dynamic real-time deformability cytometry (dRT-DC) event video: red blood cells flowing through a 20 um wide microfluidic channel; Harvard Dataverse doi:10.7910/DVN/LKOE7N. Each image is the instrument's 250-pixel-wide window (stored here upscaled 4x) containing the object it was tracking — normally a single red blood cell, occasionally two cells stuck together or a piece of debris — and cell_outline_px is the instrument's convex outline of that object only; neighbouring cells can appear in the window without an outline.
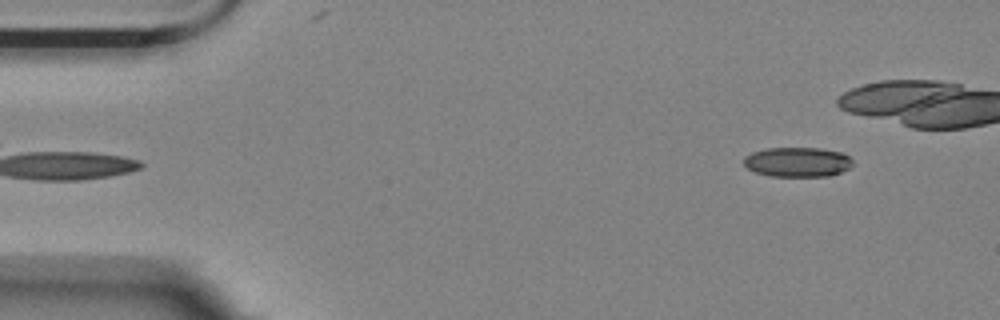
{"species": "Egyptian fruit bat (a non-hibernating species)", "species_latin": "Rousettus aegyptiacus", "temperature_condition": "room temperature", "stored_images_in_passage": 44, "camera_frame_rate_fps": 3000, "um_per_image_px": 0.085, "animal": {"sex": "female"}, "frame": {"image": 1, "passage_image": 5, "time_ms": 1.333, "image_size_px": [1000, 320], "cell_outline_px": [[852, 164], [848, 168], [840, 172], [828, 176], [768, 176], [756, 172], [748, 168], [744, 164], [744, 156], [752, 152], [768, 148], [820, 148], [840, 152], [848, 156], [852, 160]], "centroid_in_image_um": [67.76, 13.77], "position_along_channel_um": 17.2, "area_um2": 18.73}}
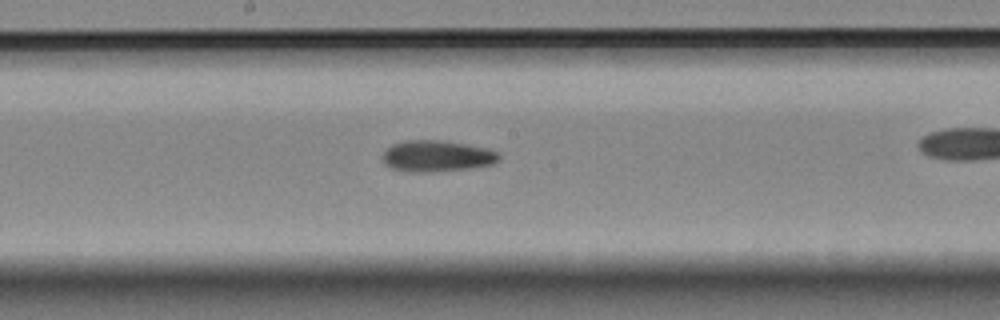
{"frame": {"image": 2, "passage_image": 29, "time_ms": 9.333, "image_size_px": [1000, 320], "cell_outline_px": [[500, 160], [492, 164], [472, 168], [432, 172], [408, 172], [392, 168], [384, 164], [380, 156], [392, 144], [404, 140], [444, 140], [492, 148], [500, 152]], "centroid_in_image_um": [37.17, 13.26], "position_along_channel_um": 211.0, "area_um2": 21.79}}
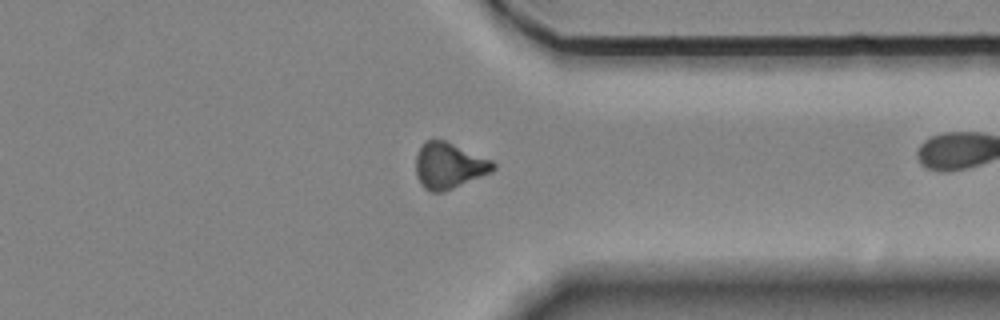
{"frame": {"image": 3, "passage_image": 43, "time_ms": 14.0, "image_size_px": [1000, 320], "cell_outline_px": [[496, 168], [492, 172], [452, 188], [440, 192], [432, 192], [424, 188], [420, 184], [416, 176], [416, 156], [424, 140], [444, 140], [492, 160], [496, 164]], "centroid_in_image_um": [38.15, 14.08], "position_along_channel_um": 373.2, "area_um2": 20.58}}